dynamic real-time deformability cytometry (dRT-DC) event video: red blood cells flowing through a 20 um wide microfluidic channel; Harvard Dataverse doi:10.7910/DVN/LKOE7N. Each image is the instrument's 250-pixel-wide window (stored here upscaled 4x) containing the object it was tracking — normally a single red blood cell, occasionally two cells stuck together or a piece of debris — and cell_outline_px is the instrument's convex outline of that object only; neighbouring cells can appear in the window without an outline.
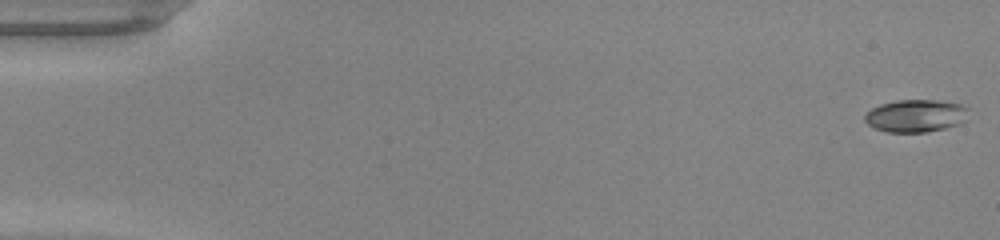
{"species": "common noctule bat (a hibernating species)", "species_latin": "Nyctalus noctula", "temperature_condition": "warm", "stored_images_in_passage": 48, "camera_frame_rate_fps": 3000, "um_per_image_px": 0.085, "animal": {"sex": "male", "body_mass_g": 20.0, "forearm_length_mm": 53.3}, "frame": {"image": 1, "passage_image": 1, "time_ms": 0.0, "image_size_px": [1000, 240], "cell_outline_px": [[968, 120], [960, 124], [944, 128], [924, 132], [888, 132], [876, 128], [868, 124], [864, 120], [864, 116], [872, 108], [880, 104], [900, 100], [936, 100], [960, 104], [968, 108]], "centroid_in_image_um": [77.87, 9.84], "position_along_channel_um": 7.1, "area_um2": 19.65}}
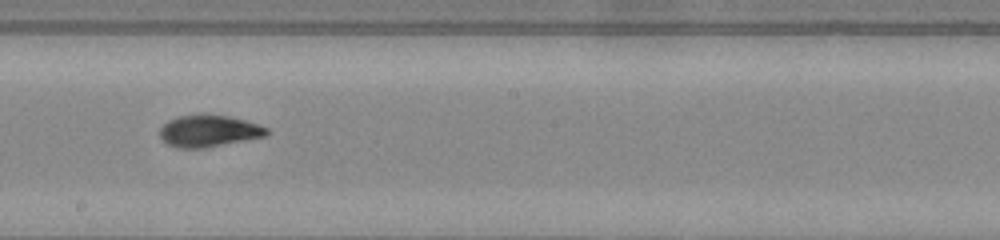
{"frame": {"image": 2, "passage_image": 28, "time_ms": 9.0, "image_size_px": [1000, 240], "cell_outline_px": [[268, 136], [204, 148], [180, 148], [168, 144], [160, 136], [160, 128], [168, 120], [176, 116], [200, 112], [204, 112], [228, 116], [260, 124], [268, 128]], "centroid_in_image_um": [17.76, 11.1], "position_along_channel_um": 230.4, "area_um2": 20.29}}
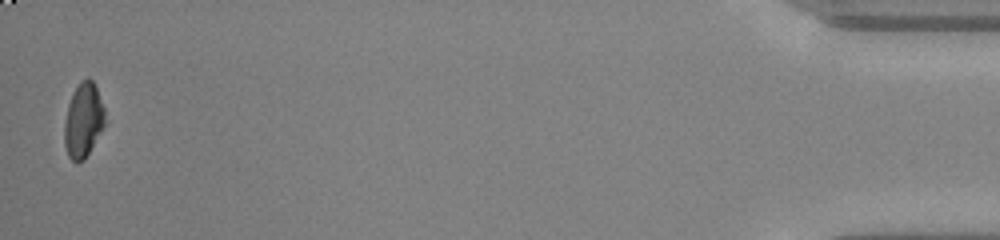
{"frame": {"image": 3, "passage_image": 48, "time_ms": 15.667, "image_size_px": [1000, 240], "cell_outline_px": [[104, 128], [84, 160], [76, 164], [68, 156], [64, 144], [64, 124], [68, 104], [72, 92], [80, 80], [88, 76], [92, 80], [96, 88], [104, 108]], "centroid_in_image_um": [7.07, 10.23], "position_along_channel_um": 428.1, "area_um2": 17.8}, "authors_computed_cell_mechanics": {"area_um2": 19.6809, "velocity_mm_per_s": 4.3008, "shape_relaxation_time_tau1_ms": 3.7764, "shape_relaxation_time_tau2_ms": 2.2153, "deformation_change_tau1": 0.1752, "deformation_change_tau2": 0.0631}}